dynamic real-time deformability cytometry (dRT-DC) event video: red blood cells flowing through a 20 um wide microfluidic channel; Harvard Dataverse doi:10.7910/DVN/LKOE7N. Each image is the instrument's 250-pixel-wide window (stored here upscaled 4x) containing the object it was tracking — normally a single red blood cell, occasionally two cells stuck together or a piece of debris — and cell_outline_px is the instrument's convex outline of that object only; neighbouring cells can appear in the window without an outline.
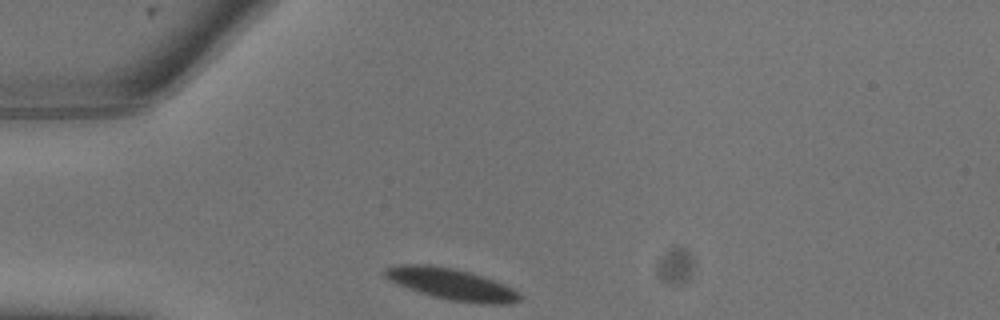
{"species": "common noctule bat (a hibernating species)", "species_latin": "Nyctalus noctula", "temperature_condition": "warm", "stored_images_in_passage": 2, "camera_frame_rate_fps": 3000, "um_per_image_px": 0.085, "animal": {"sex": "male", "body_mass_g": 13.3}, "frame": {"image": 1, "passage_image": 1, "time_ms": 0.0, "image_size_px": [1000, 320], "cell_outline_px": [[524, 296], [520, 300], [508, 304], [480, 304], [452, 300], [432, 296], [420, 292], [388, 280], [380, 272], [384, 268], [396, 264], [428, 264], [456, 268], [472, 272], [504, 284], [520, 292]], "centroid_in_image_um": [38.38, 24.13], "position_along_channel_um": 46.6, "area_um2": 25.03}}